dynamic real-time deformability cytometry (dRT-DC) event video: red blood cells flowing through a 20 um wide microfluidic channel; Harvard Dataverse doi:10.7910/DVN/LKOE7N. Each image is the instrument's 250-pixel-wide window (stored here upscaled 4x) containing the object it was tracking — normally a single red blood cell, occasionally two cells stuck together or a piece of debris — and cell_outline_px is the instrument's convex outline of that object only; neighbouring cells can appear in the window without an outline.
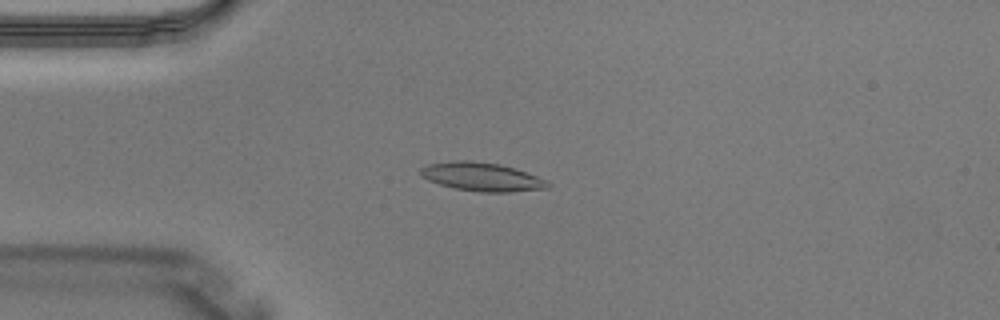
{"species": "Egyptian fruit bat (a non-hibernating species)", "species_latin": "Rousettus aegyptiacus", "temperature_condition": "warm", "stored_images_in_passage": 4, "camera_frame_rate_fps": 3000, "um_per_image_px": 0.085, "animal": {"sex": "male"}, "frame": {"image": 1, "passage_image": 3, "time_ms": 0.667, "image_size_px": [1000, 320], "cell_outline_px": [[552, 184], [548, 188], [512, 192], [480, 192], [456, 188], [440, 184], [428, 180], [420, 176], [420, 168], [428, 164], [452, 160], [472, 160], [500, 164], [548, 180]], "centroid_in_image_um": [40.95, 15.02], "position_along_channel_um": 44.1, "area_um2": 21.21}}